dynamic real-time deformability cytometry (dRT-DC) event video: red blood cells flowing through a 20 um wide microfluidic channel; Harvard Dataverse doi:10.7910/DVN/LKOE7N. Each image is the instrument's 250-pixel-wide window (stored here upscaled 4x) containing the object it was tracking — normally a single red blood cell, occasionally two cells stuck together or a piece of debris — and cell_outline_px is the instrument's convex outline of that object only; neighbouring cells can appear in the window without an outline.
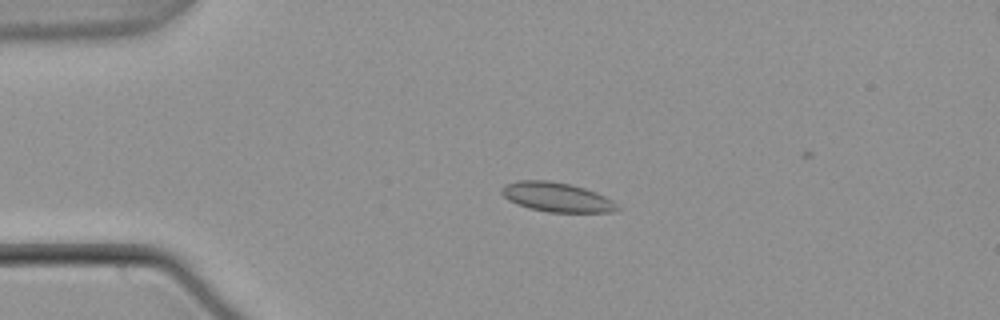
{"species": "common noctule bat (a hibernating species)", "species_latin": "Nyctalus noctula", "temperature_condition": "warm", "stored_images_in_passage": 49, "camera_frame_rate_fps": 3000, "um_per_image_px": 0.085, "animal": {"sex": "male", "body_mass_g": 21.5, "forearm_length_mm": 52.0}, "frame": {"image": 1, "passage_image": 10, "time_ms": 3.0, "image_size_px": [1000, 320], "cell_outline_px": [[620, 208], [612, 212], [548, 212], [528, 208], [516, 204], [508, 200], [500, 192], [500, 188], [504, 184], [516, 180], [548, 180], [572, 184], [596, 192], [612, 200]], "centroid_in_image_um": [47.27, 16.74], "position_along_channel_um": 37.7, "area_um2": 20.0}}
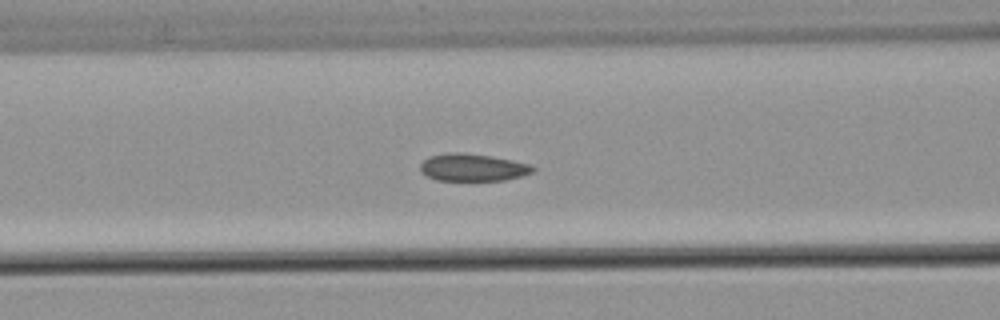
{"frame": {"image": 2, "passage_image": 20, "time_ms": 6.333, "image_size_px": [1000, 320], "cell_outline_px": [[536, 168], [532, 172], [520, 176], [504, 180], [436, 180], [420, 172], [420, 164], [428, 156], [448, 152], [464, 152], [492, 156], [512, 160], [528, 164]], "centroid_in_image_um": [40.14, 14.22], "position_along_channel_um": 126.5, "area_um2": 17.98}}
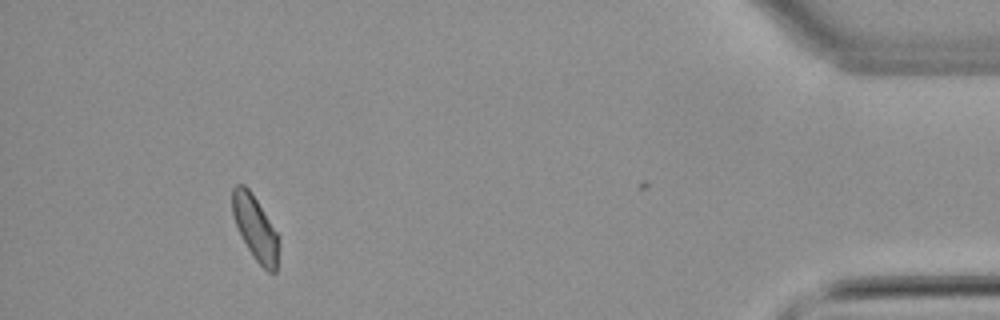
{"frame": {"image": 3, "passage_image": 48, "time_ms": 15.667, "image_size_px": [1000, 320], "cell_outline_px": [[280, 244], [276, 272], [268, 272], [256, 260], [248, 248], [236, 224], [232, 212], [232, 188], [236, 184], [244, 184], [248, 188], [280, 236]], "centroid_in_image_um": [21.73, 19.38], "position_along_channel_um": 413.5, "area_um2": 17.28}, "authors_computed_cell_mechanics": {"area_um2": 18.207, "velocity_mm_per_s": 3.7598, "shape_relaxation_time_tau1_ms": null, "shape_relaxation_time_tau2_ms": 4.9997, "deformation_change_tau1": null, "deformation_change_tau2": 0.0833}}